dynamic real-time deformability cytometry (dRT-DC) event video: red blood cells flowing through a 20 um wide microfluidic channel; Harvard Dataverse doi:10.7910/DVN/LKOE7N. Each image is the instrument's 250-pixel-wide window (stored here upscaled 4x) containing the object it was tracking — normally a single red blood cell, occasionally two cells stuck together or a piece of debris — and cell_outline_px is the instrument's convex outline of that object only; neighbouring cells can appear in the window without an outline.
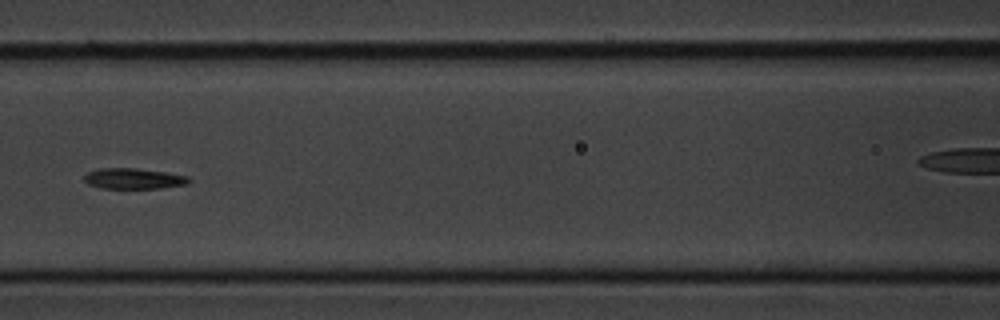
{"species": "common noctule bat (a hibernating species)", "species_latin": "Nyctalus noctula", "temperature_condition": "cold", "stored_images_in_passage": 11, "segment_of_instrument_passage": [2, 2], "camera_frame_rate_fps": 3000, "um_per_image_px": 0.085, "animal": {"sex": "male", "body_mass_g": 20.1, "forearm_length_mm": 53.5}, "frame": {"image": 1, "passage_image": 7, "time_ms": 7.0, "image_size_px": [1000, 320], "cell_outline_px": [[192, 180], [188, 184], [160, 188], [100, 188], [88, 184], [84, 180], [84, 176], [88, 172], [100, 168], [136, 168], [164, 172], [188, 176]], "centroid_in_image_um": [11.36, 15.18], "position_along_channel_um": 155.2, "area_um2": 12.6}}
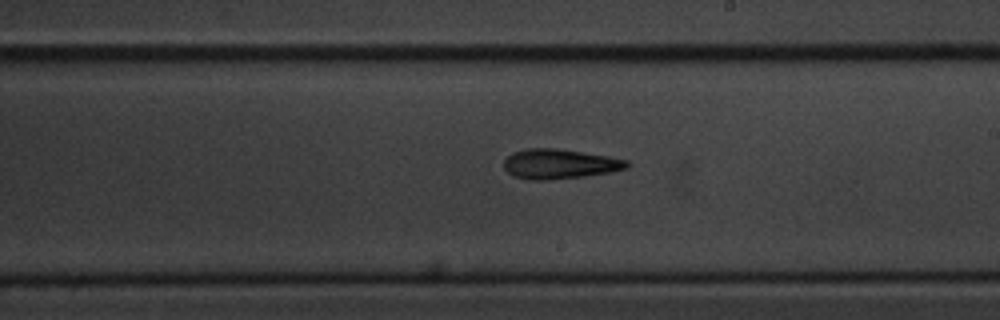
{"frame": {"image": 2, "passage_image": 10, "time_ms": 11.333, "image_size_px": [1000, 320], "cell_outline_px": [[628, 168], [612, 172], [584, 176], [548, 180], [528, 180], [512, 176], [504, 168], [504, 160], [512, 152], [524, 148], [556, 148], [608, 156], [628, 160]], "centroid_in_image_um": [47.53, 13.94], "position_along_channel_um": 241.5, "area_um2": 21.5}}
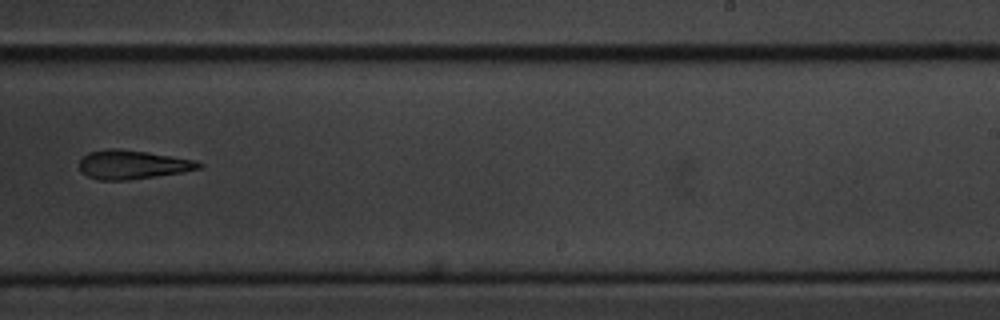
{"frame": {"image": 3, "passage_image": 11, "time_ms": 12.333, "image_size_px": [1000, 320], "cell_outline_px": [[204, 164], [200, 168], [180, 172], [156, 176], [128, 180], [100, 180], [88, 176], [80, 172], [80, 160], [88, 152], [108, 148], [116, 148], [144, 152], [196, 160]], "centroid_in_image_um": [11.23, 13.99], "position_along_channel_um": 277.8, "area_um2": 19.88}}